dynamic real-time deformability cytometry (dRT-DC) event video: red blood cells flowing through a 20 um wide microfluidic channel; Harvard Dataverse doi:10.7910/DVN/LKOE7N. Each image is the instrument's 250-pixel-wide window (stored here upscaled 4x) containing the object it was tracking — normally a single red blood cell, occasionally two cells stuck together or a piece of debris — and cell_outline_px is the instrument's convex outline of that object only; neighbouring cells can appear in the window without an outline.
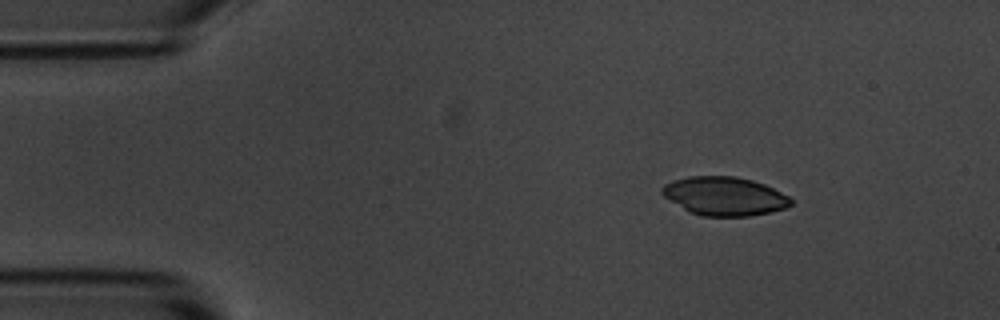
{"species": "common noctule bat (a hibernating species)", "species_latin": "Nyctalus noctula", "temperature_condition": "room temperature", "stored_images_in_passage": 3, "camera_frame_rate_fps": 3000, "um_per_image_px": 0.085, "animal": {"sex": "male", "body_mass_g": 20.1, "forearm_length_mm": 53.5}, "frame": {"image": 1, "passage_image": 1, "time_ms": 0.0, "image_size_px": [1000, 320], "cell_outline_px": [[792, 204], [784, 208], [752, 216], [700, 216], [688, 212], [664, 196], [660, 192], [660, 188], [664, 184], [672, 180], [688, 176], [736, 176], [752, 180], [764, 184], [788, 196], [792, 200]], "centroid_in_image_um": [61.53, 16.67], "position_along_channel_um": 23.5, "area_um2": 29.07}}